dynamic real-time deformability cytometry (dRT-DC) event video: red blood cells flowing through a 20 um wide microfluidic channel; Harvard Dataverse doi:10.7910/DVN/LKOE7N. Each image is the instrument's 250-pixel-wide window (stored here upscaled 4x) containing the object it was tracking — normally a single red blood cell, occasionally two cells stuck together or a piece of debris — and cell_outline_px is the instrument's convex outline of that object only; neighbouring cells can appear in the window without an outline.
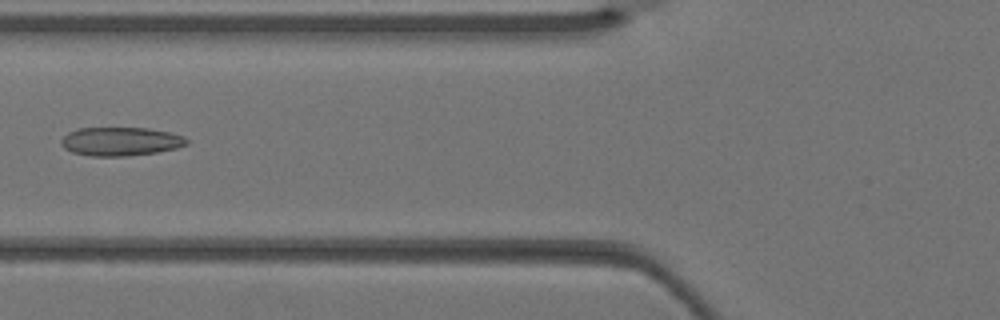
{"species": "Egyptian fruit bat (a non-hibernating species)", "species_latin": "Rousettus aegyptiacus", "temperature_condition": "warm", "stored_images_in_passage": 4, "camera_frame_rate_fps": 3000, "um_per_image_px": 0.085, "animal": {"sex": "female"}, "frame": {"image": 1, "passage_image": 4, "time_ms": 1.0, "image_size_px": [1000, 320], "cell_outline_px": [[188, 144], [176, 148], [156, 152], [128, 156], [92, 156], [72, 152], [64, 148], [60, 144], [60, 140], [68, 132], [80, 128], [148, 128], [168, 132], [184, 136], [188, 140]], "centroid_in_image_um": [10.24, 12.02], "position_along_channel_um": 115.6, "area_um2": 20.92}}